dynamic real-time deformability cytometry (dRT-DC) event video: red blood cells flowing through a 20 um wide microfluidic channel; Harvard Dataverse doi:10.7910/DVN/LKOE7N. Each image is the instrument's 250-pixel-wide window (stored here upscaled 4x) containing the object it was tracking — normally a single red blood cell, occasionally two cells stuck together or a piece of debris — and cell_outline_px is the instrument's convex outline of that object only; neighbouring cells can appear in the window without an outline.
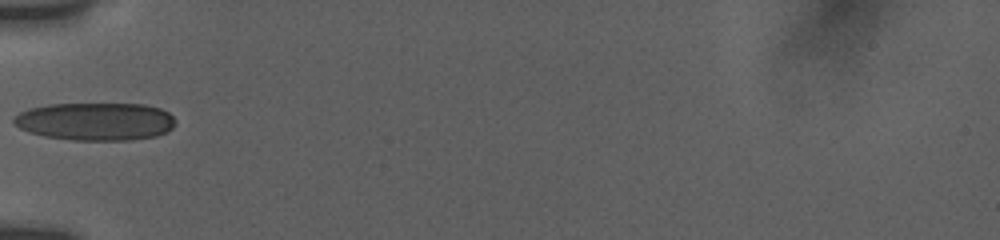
{"species": "human", "species_latin": "Homo sapiens", "temperature_condition": "room temperature", "stored_images_in_passage": 32, "camera_frame_rate_fps": 3000, "um_per_image_px": 0.085, "donor": {"sex": "female"}, "frame": {"image": 1, "passage_image": 1, "time_ms": 0.0, "image_size_px": [1000, 240], "cell_outline_px": [[176, 124], [172, 128], [156, 136], [132, 140], [72, 140], [44, 136], [28, 132], [20, 128], [12, 120], [12, 116], [28, 108], [48, 104], [144, 104], [160, 108], [168, 112], [176, 120]], "centroid_in_image_um": [8.1, 10.32], "position_along_channel_um": 76.9, "area_um2": 35.89}}
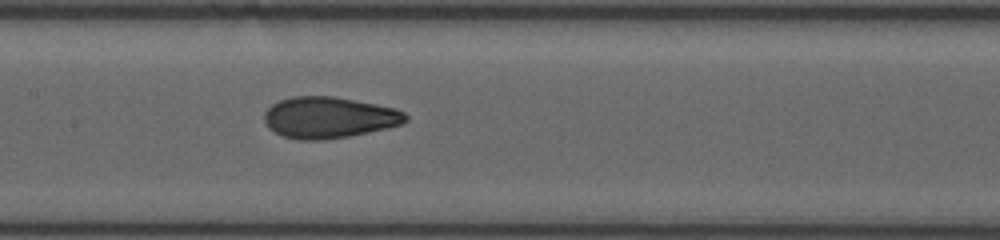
{"frame": {"image": 2, "passage_image": 15, "time_ms": 2.667, "image_size_px": [1000, 240], "cell_outline_px": [[408, 120], [404, 124], [368, 132], [348, 136], [320, 140], [300, 140], [284, 136], [268, 128], [264, 120], [264, 112], [272, 104], [280, 100], [292, 96], [332, 96], [376, 104], [396, 108], [404, 112], [408, 116]], "centroid_in_image_um": [27.97, 9.98], "position_along_channel_um": 179.4, "area_um2": 33.99}}
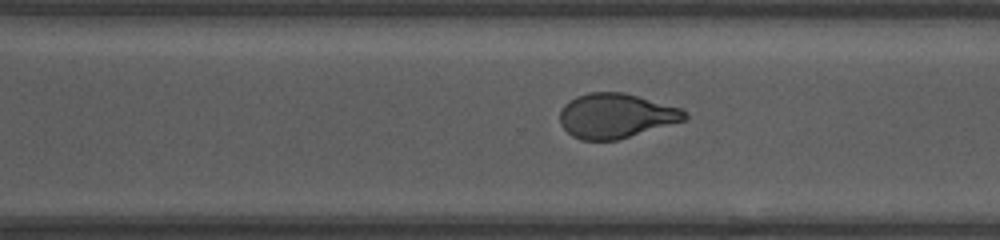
{"frame": {"image": 3, "passage_image": 31, "time_ms": 6.333, "image_size_px": [1000, 240], "cell_outline_px": [[688, 116], [684, 120], [616, 140], [580, 140], [572, 136], [560, 124], [560, 112], [564, 104], [568, 100], [576, 96], [588, 92], [624, 92], [680, 108]], "centroid_in_image_um": [52.29, 9.83], "position_along_channel_um": 318.3, "area_um2": 32.19}}